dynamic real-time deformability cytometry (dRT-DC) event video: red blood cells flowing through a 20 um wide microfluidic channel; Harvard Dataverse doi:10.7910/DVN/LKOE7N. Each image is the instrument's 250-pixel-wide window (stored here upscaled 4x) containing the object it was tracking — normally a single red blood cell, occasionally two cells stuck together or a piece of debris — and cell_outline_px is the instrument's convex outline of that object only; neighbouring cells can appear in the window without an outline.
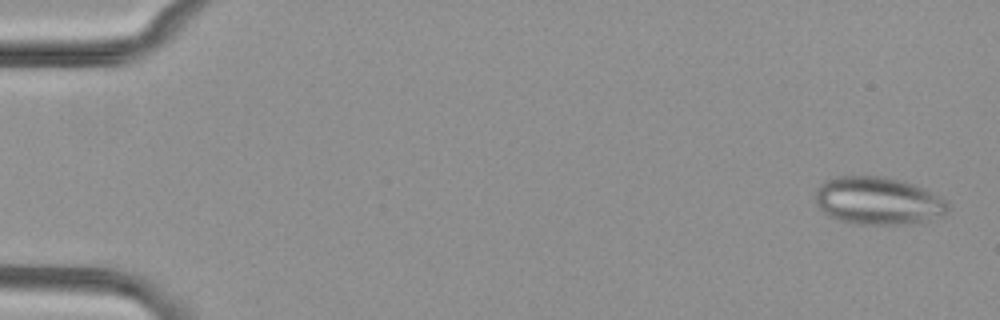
{"species": "common noctule bat (a hibernating species)", "species_latin": "Nyctalus noctula", "temperature_condition": "cold", "stored_images_in_passage": 52, "camera_frame_rate_fps": 3000, "um_per_image_px": 0.085, "animal": {"sex": "female", "body_mass_g": 29.2, "forearm_length_mm": 56.3}, "frame": {"image": 1, "passage_image": 2, "time_ms": 0.333, "image_size_px": [1000, 320], "cell_outline_px": [[948, 212], [944, 216], [912, 224], [852, 224], [828, 216], [820, 208], [816, 200], [816, 188], [824, 180], [836, 176], [884, 176], [904, 180], [924, 188], [948, 200]], "centroid_in_image_um": [74.66, 17.06], "position_along_channel_um": 10.3, "area_um2": 37.4}}
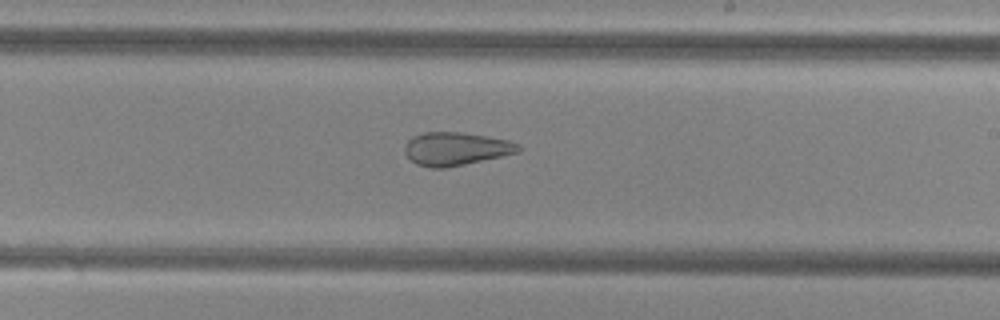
{"frame": {"image": 2, "passage_image": 35, "time_ms": 11.333, "image_size_px": [1000, 320], "cell_outline_px": [[524, 148], [520, 152], [464, 164], [444, 168], [432, 168], [416, 164], [404, 152], [404, 144], [412, 136], [424, 132], [460, 132], [508, 140], [520, 144]], "centroid_in_image_um": [38.75, 12.64], "position_along_channel_um": 250.2, "area_um2": 21.96}}
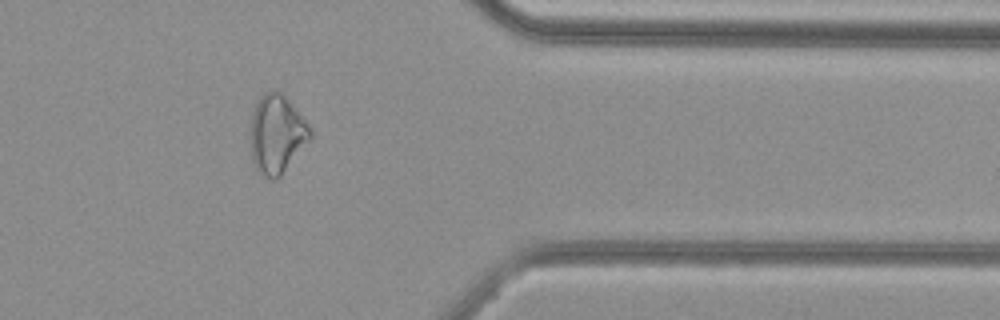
{"frame": {"image": 3, "passage_image": 47, "time_ms": 15.333, "image_size_px": [1000, 320], "cell_outline_px": [[312, 136], [280, 176], [276, 180], [272, 180], [256, 172], [252, 160], [248, 132], [252, 112], [260, 96], [264, 92], [272, 88], [276, 88], [284, 92], [308, 124], [312, 132]], "centroid_in_image_um": [23.47, 11.36], "position_along_channel_um": 387.9, "area_um2": 28.15}}